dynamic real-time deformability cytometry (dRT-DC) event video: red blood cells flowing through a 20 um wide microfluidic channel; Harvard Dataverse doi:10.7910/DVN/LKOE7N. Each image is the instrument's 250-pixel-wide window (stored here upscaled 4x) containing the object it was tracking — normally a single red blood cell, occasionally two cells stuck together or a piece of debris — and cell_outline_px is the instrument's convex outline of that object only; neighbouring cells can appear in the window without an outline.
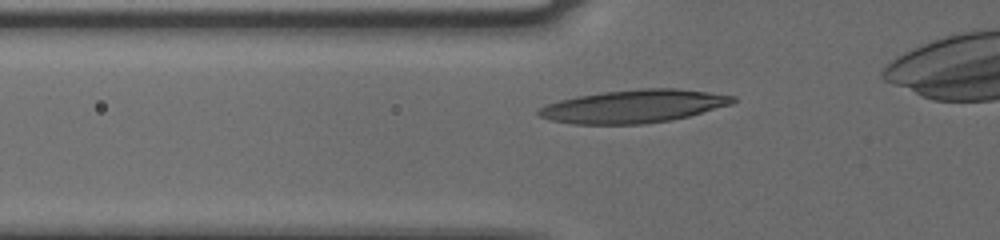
{"species": "human", "species_latin": "Homo sapiens", "temperature_condition": "cold", "stored_images_in_passage": 27, "camera_frame_rate_fps": 3000, "um_per_image_px": 0.085, "donor": {"sex": "male"}, "frame": {"image": 1, "passage_image": 4, "time_ms": 1.0, "image_size_px": [1000, 240], "cell_outline_px": [[736, 100], [732, 104], [688, 116], [672, 120], [644, 124], [572, 124], [552, 120], [540, 116], [536, 112], [544, 104], [576, 96], [604, 92], [636, 88], [676, 88], [736, 96]], "centroid_in_image_um": [53.85, 9.03], "position_along_channel_um": 72.0, "area_um2": 37.4}}
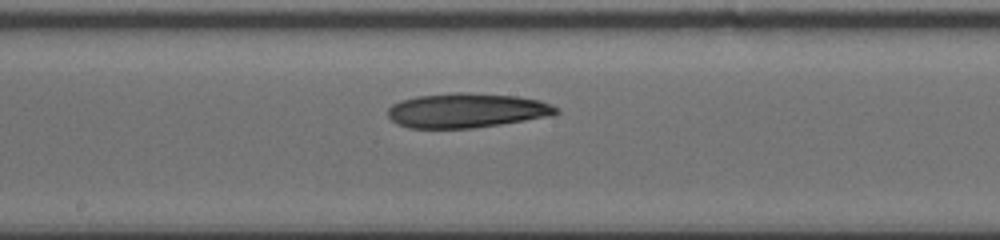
{"frame": {"image": 2, "passage_image": 11, "time_ms": 3.333, "image_size_px": [1000, 240], "cell_outline_px": [[560, 112], [548, 116], [500, 124], [472, 128], [408, 128], [396, 124], [388, 116], [388, 108], [392, 104], [400, 100], [416, 96], [456, 92], [464, 92], [516, 96], [540, 100], [556, 108]], "centroid_in_image_um": [39.6, 9.38], "position_along_channel_um": 208.6, "area_um2": 33.76}}
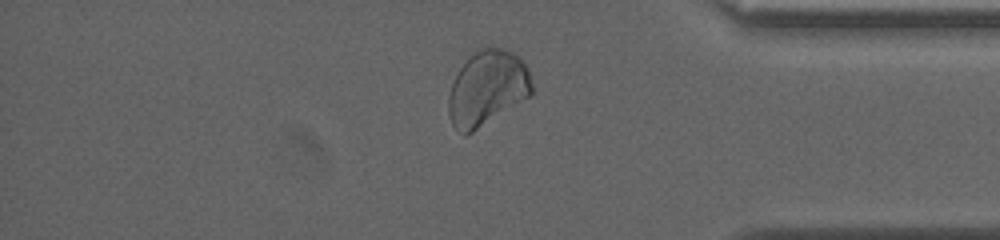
{"frame": {"image": 3, "passage_image": 24, "time_ms": 7.667, "image_size_px": [1000, 240], "cell_outline_px": [[532, 92], [528, 96], [472, 132], [464, 136], [452, 124], [448, 112], [448, 96], [452, 84], [460, 68], [476, 52], [484, 48], [504, 48], [512, 52], [528, 68], [532, 84]], "centroid_in_image_um": [41.4, 7.51], "position_along_channel_um": 393.8, "area_um2": 35.49}}